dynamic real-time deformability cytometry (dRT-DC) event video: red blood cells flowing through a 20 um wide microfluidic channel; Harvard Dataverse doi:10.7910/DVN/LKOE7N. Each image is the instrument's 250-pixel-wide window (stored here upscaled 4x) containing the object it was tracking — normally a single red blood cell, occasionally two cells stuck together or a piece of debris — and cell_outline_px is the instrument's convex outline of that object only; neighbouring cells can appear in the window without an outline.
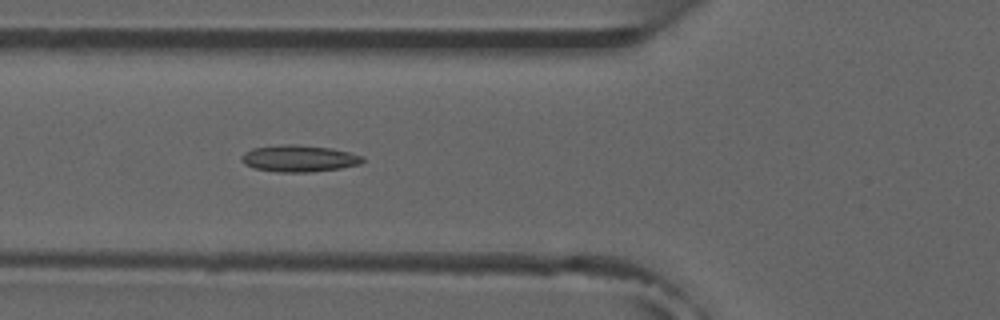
{"species": "common noctule bat (a hibernating species)", "species_latin": "Nyctalus noctula", "temperature_condition": "room temperature", "stored_images_in_passage": 7, "camera_frame_rate_fps": 3000, "um_per_image_px": 0.085, "animal": {"sex": "male", "forearm_length_mm": 52.5}, "frame": {"image": 1, "passage_image": 6, "time_ms": 6.0, "image_size_px": [1000, 320], "cell_outline_px": [[364, 160], [360, 164], [340, 168], [308, 172], [276, 172], [256, 168], [244, 164], [240, 160], [240, 156], [244, 152], [252, 148], [280, 144], [296, 144], [332, 148], [364, 156]], "centroid_in_image_um": [25.39, 13.46], "position_along_channel_um": 100.4, "area_um2": 18.96}}
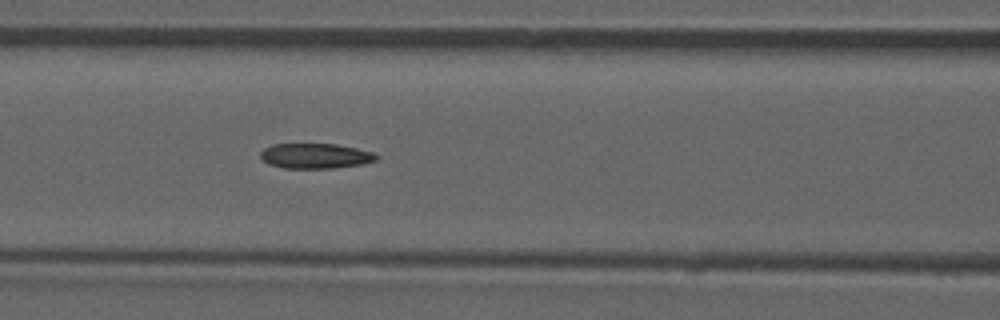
{"frame": {"image": 2, "passage_image": 7, "time_ms": 7.0, "image_size_px": [1000, 320], "cell_outline_px": [[380, 156], [376, 160], [364, 164], [332, 168], [284, 168], [268, 164], [260, 156], [260, 152], [264, 148], [272, 144], [336, 144], [376, 152]], "centroid_in_image_um": [26.85, 13.25], "position_along_channel_um": 139.8, "area_um2": 17.11}}